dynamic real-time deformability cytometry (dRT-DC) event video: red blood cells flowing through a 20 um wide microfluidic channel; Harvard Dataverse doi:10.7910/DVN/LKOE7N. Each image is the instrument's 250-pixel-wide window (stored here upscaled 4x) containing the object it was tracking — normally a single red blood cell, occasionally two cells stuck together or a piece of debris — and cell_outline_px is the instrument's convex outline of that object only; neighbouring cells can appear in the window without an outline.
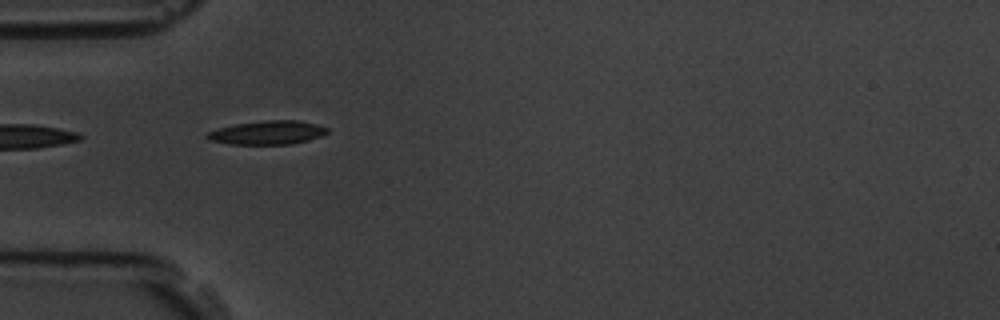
{"species": "common noctule bat (a hibernating species)", "species_latin": "Nyctalus noctula", "temperature_condition": "room temperature", "stored_images_in_passage": 41, "camera_frame_rate_fps": 3000, "um_per_image_px": 0.085, "animal": {"sex": "male", "body_mass_g": 19.5, "forearm_length_mm": 54.6}, "frame": {"image": 1, "passage_image": 1, "time_ms": 0.0, "image_size_px": [1000, 320], "cell_outline_px": [[328, 132], [324, 136], [292, 144], [228, 144], [208, 140], [204, 136], [208, 132], [220, 128], [236, 124], [264, 120], [300, 120], [316, 124], [328, 128]], "centroid_in_image_um": [22.76, 11.27], "position_along_channel_um": 62.2, "area_um2": 16.7}}
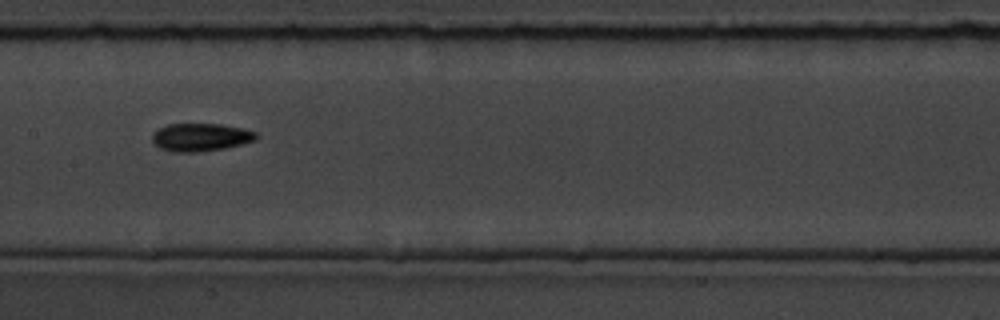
{"frame": {"image": 2, "passage_image": 12, "time_ms": 3.667, "image_size_px": [1000, 320], "cell_outline_px": [[256, 140], [224, 148], [196, 152], [172, 152], [160, 148], [152, 140], [152, 136], [160, 128], [168, 124], [220, 124], [240, 128], [256, 132]], "centroid_in_image_um": [17.04, 11.67], "position_along_channel_um": 190.4, "area_um2": 16.59}}
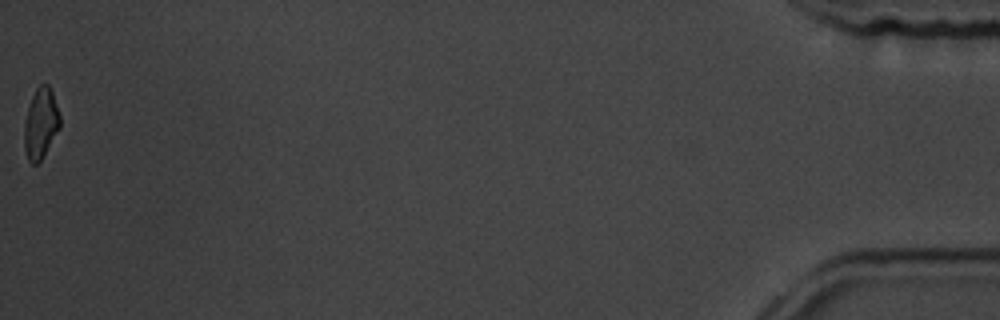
{"frame": {"image": 3, "passage_image": 41, "time_ms": 13.333, "image_size_px": [1000, 320], "cell_outline_px": [[60, 128], [40, 160], [36, 164], [32, 164], [28, 160], [24, 148], [24, 124], [28, 108], [32, 96], [36, 88], [40, 84], [48, 84], [52, 92], [60, 116]], "centroid_in_image_um": [3.45, 10.49], "position_along_channel_um": 431.7, "area_um2": 14.51}, "authors_computed_cell_mechanics": {"area_um2": 16.0106, "velocity_mm_per_s": 3.5412, "shape_relaxation_time_tau1_ms": 4.1026, "shape_relaxation_time_tau2_ms": 8.9043, "deformation_change_tau1": 0.1418, "deformation_change_tau2": 0.1579}}